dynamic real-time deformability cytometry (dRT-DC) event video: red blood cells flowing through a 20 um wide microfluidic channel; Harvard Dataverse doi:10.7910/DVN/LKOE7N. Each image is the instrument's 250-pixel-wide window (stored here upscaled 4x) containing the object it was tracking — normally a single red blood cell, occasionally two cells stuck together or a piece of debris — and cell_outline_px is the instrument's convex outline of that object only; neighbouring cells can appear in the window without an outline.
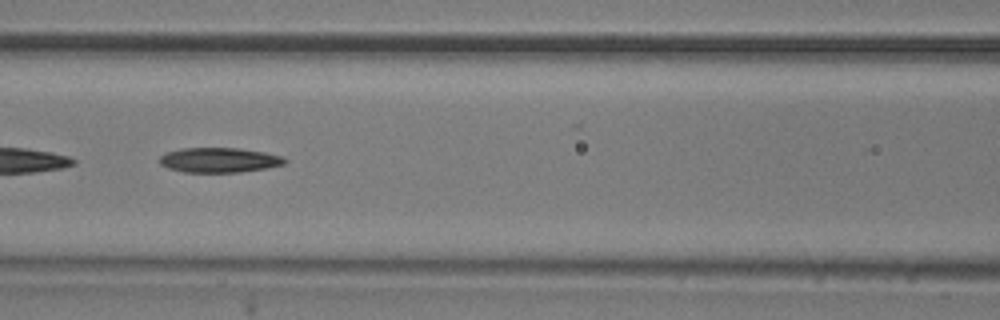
{"species": "common noctule bat (a hibernating species)", "species_latin": "Nyctalus noctula", "temperature_condition": "room temperature", "stored_images_in_passage": 36, "camera_frame_rate_fps": 3000, "um_per_image_px": 0.085, "animal": {"sex": "male", "body_mass_g": 20.5, "forearm_length_mm": 52.5}, "frame": {"image": 1, "passage_image": 11, "time_ms": 3.333, "image_size_px": [1000, 320], "cell_outline_px": [[288, 160], [284, 164], [268, 168], [240, 172], [184, 172], [168, 168], [160, 164], [160, 156], [168, 152], [180, 148], [240, 148], [264, 152], [284, 156]], "centroid_in_image_um": [18.67, 13.6], "position_along_channel_um": 147.9, "area_um2": 18.21}}